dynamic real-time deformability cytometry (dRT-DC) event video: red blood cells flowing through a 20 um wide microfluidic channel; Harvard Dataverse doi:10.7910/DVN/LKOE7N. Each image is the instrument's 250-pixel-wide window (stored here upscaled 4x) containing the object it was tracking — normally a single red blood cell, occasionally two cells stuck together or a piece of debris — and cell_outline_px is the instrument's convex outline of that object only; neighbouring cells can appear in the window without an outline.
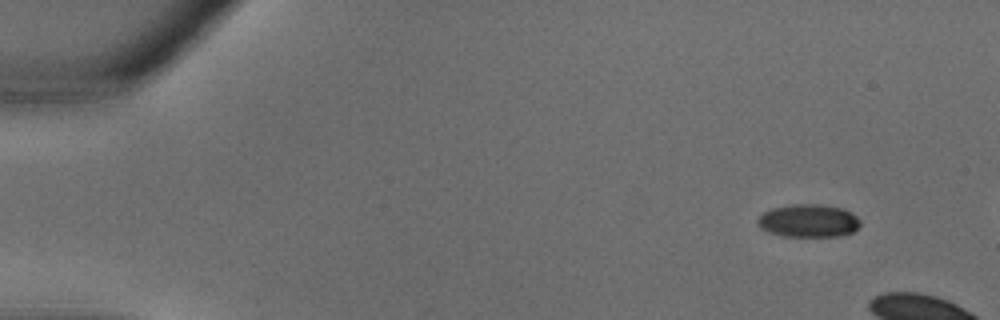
{"species": "common noctule bat (a hibernating species)", "species_latin": "Nyctalus noctula", "temperature_condition": "warm", "stored_images_in_passage": 5, "camera_frame_rate_fps": 3000, "um_per_image_px": 0.085, "animal": {"sex": "male", "body_mass_g": 18.8}, "frame": {"image": 1, "passage_image": 1, "time_ms": 0.0, "image_size_px": [1000, 320], "cell_outline_px": [[860, 224], [852, 232], [840, 236], [784, 236], [768, 232], [760, 228], [756, 224], [756, 220], [764, 212], [772, 208], [792, 204], [820, 204], [840, 208], [852, 212], [860, 220]], "centroid_in_image_um": [68.7, 18.76], "position_along_channel_um": 16.3, "area_um2": 19.71}}